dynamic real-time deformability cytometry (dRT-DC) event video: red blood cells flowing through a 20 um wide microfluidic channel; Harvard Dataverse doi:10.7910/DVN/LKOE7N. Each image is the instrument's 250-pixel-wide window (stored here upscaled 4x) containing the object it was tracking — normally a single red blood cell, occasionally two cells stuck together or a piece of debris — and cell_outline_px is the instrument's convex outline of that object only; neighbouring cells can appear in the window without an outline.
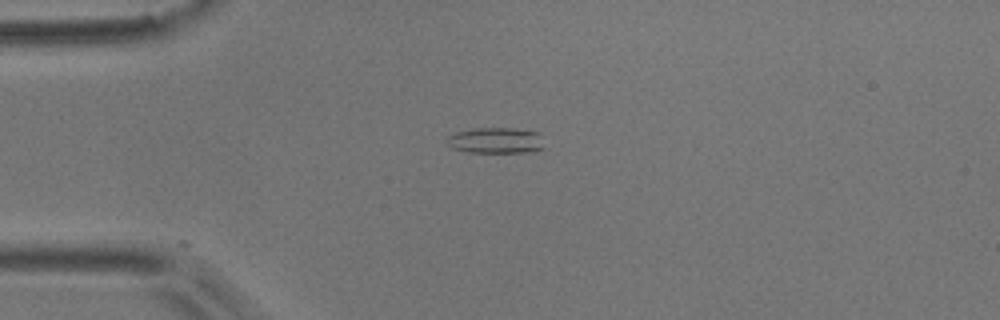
{"species": "common noctule bat (a hibernating species)", "species_latin": "Nyctalus noctula", "temperature_condition": "room temperature", "stored_images_in_passage": 14, "camera_frame_rate_fps": 3000, "um_per_image_px": 0.085, "animal": {"sex": "male", "body_mass_g": 17.9}, "frame": {"image": 1, "passage_image": 1, "time_ms": 0.0, "image_size_px": [1000, 320], "cell_outline_px": [[544, 148], [532, 152], [468, 152], [452, 148], [448, 144], [448, 136], [456, 132], [472, 128], [516, 128], [536, 132]], "centroid_in_image_um": [42.11, 11.94], "position_along_channel_um": 42.9, "area_um2": 14.51}}
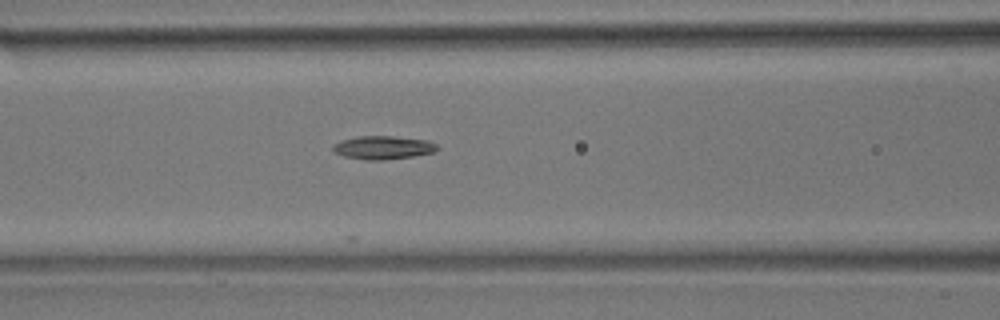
{"frame": {"image": 2, "passage_image": 10, "time_ms": 3.0, "image_size_px": [1000, 320], "cell_outline_px": [[440, 148], [432, 152], [412, 156], [380, 160], [364, 160], [344, 156], [336, 152], [332, 148], [332, 144], [340, 140], [356, 136], [392, 136], [428, 140], [436, 144]], "centroid_in_image_um": [32.53, 12.53], "position_along_channel_um": 134.1, "area_um2": 14.16}}
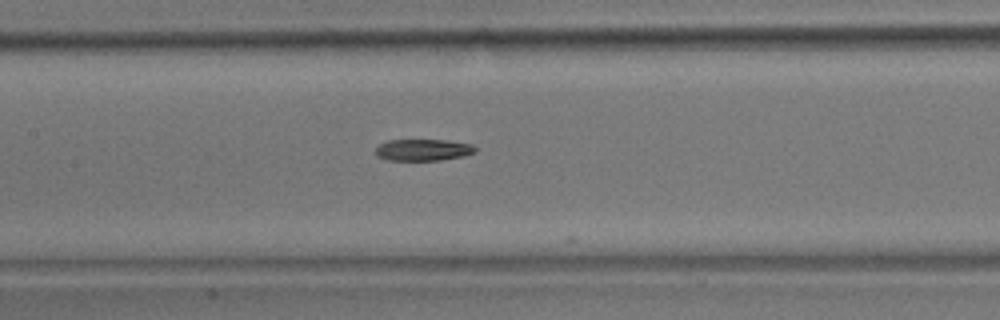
{"frame": {"image": 3, "passage_image": 13, "time_ms": 4.0, "image_size_px": [1000, 320], "cell_outline_px": [[476, 152], [464, 156], [440, 160], [388, 160], [376, 156], [376, 148], [380, 144], [388, 140], [448, 140], [472, 144], [476, 148]], "centroid_in_image_um": [35.98, 12.74], "position_along_channel_um": 171.4, "area_um2": 12.6}}